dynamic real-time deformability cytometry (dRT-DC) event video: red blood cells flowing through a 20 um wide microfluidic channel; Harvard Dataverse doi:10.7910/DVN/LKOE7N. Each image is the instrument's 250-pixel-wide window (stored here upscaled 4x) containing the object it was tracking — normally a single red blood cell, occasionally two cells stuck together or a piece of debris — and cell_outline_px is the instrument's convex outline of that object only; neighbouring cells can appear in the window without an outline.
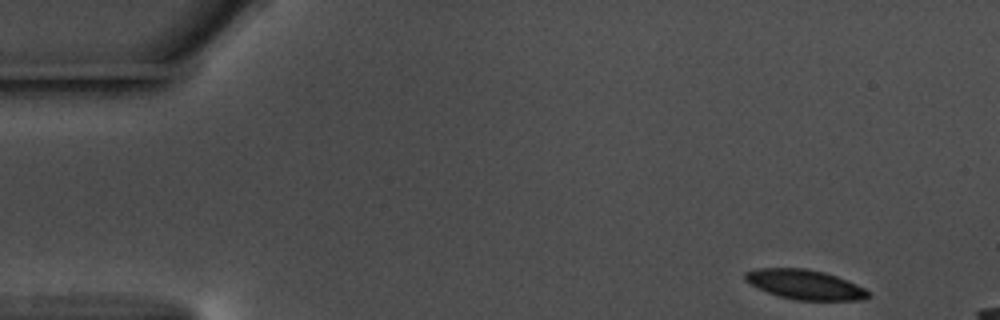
{"species": "common noctule bat (a hibernating species)", "species_latin": "Nyctalus noctula", "temperature_condition": "warm", "stored_images_in_passage": 11, "camera_frame_rate_fps": 3000, "um_per_image_px": 0.085, "animal": {"sex": "male", "body_mass_g": 17.5, "forearm_length_mm": 52.3}, "frame": {"image": 1, "passage_image": 1, "time_ms": 0.0, "image_size_px": [1000, 320], "cell_outline_px": [[872, 296], [864, 300], [796, 300], [780, 296], [768, 292], [744, 280], [744, 272], [756, 268], [804, 268], [824, 272], [836, 276], [856, 284], [872, 292]], "centroid_in_image_um": [68.46, 24.19], "position_along_channel_um": 16.5, "area_um2": 21.27}}